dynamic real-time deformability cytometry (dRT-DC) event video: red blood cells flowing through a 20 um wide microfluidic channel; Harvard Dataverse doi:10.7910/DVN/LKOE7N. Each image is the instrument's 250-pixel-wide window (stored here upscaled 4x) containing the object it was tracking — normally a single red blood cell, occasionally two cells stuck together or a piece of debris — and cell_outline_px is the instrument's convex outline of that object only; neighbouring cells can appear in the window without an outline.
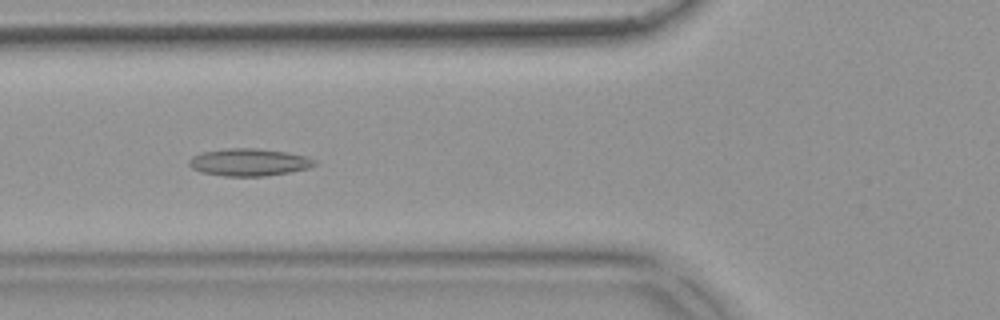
{"species": "common noctule bat (a hibernating species)", "species_latin": "Nyctalus noctula", "temperature_condition": "warm", "stored_images_in_passage": 53, "segment_of_instrument_passage": [1, 2], "camera_frame_rate_fps": 3000, "um_per_image_px": 0.085, "animal": {"sex": "female", "body_mass_g": 18.4}, "frame": {"image": 1, "passage_image": 19, "time_ms": 6.0, "image_size_px": [1000, 320], "cell_outline_px": [[316, 164], [308, 168], [288, 172], [264, 176], [224, 176], [200, 172], [192, 168], [188, 164], [188, 160], [192, 156], [204, 152], [224, 148], [256, 148], [284, 152], [308, 156], [316, 160]], "centroid_in_image_um": [21.14, 13.79], "position_along_channel_um": 104.7, "area_um2": 20.0}}
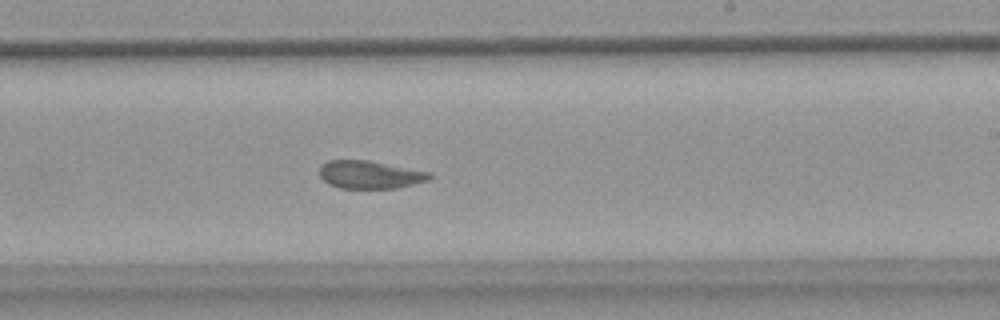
{"frame": {"image": 2, "passage_image": 31, "time_ms": 10.0, "image_size_px": [1000, 320], "cell_outline_px": [[432, 176], [428, 180], [396, 188], [340, 188], [328, 184], [320, 176], [320, 164], [328, 160], [368, 160], [432, 172]], "centroid_in_image_um": [31.43, 14.83], "position_along_channel_um": 257.6, "area_um2": 17.92}}
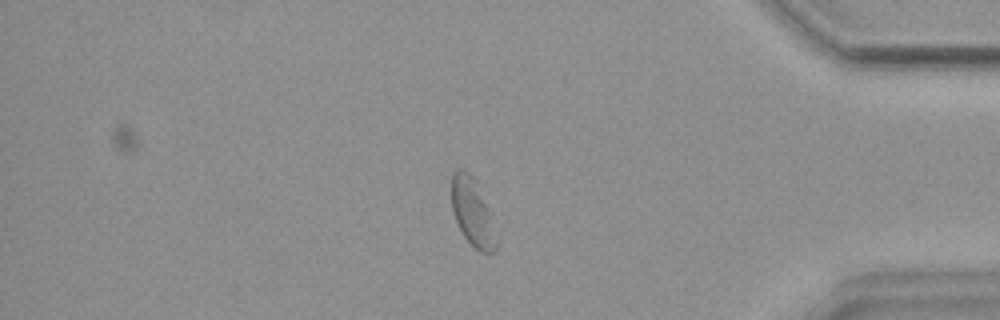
{"frame": {"image": 3, "passage_image": 44, "time_ms": 14.333, "image_size_px": [1000, 320], "cell_outline_px": [[496, 248], [492, 252], [480, 252], [464, 236], [456, 220], [452, 208], [452, 172], [460, 168], [464, 168], [476, 180], [488, 208], [496, 240]], "centroid_in_image_um": [40.13, 17.99], "position_along_channel_um": 395.1, "area_um2": 17.11}}